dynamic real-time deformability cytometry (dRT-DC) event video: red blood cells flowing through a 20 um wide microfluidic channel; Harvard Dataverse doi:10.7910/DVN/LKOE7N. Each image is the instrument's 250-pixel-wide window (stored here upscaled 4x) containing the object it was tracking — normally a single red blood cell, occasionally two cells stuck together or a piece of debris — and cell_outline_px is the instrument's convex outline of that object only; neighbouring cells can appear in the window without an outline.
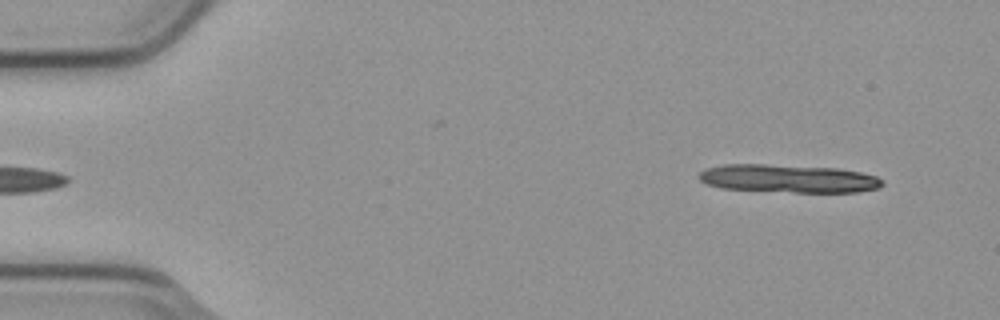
{"species": "common noctule bat (a hibernating species)", "species_latin": "Nyctalus noctula", "temperature_condition": "cold", "stored_images_in_passage": 6, "segment_of_instrument_passage": [2, 2], "camera_frame_rate_fps": 3000, "um_per_image_px": 0.085, "animal": {"sex": "male", "body_mass_g": 23.1, "forearm_length_mm": 52.7}, "frame": {"image": 1, "passage_image": 6, "time_ms": 1.667, "image_size_px": [1000, 320], "cell_outline_px": [[884, 184], [880, 188], [860, 192], [792, 192], [720, 188], [708, 184], [700, 180], [696, 176], [700, 172], [708, 168], [724, 164], [764, 164], [836, 168], [860, 172], [876, 176], [884, 180]], "centroid_in_image_um": [67.04, 15.18], "position_along_channel_um": 18.0, "area_um2": 30.11}}